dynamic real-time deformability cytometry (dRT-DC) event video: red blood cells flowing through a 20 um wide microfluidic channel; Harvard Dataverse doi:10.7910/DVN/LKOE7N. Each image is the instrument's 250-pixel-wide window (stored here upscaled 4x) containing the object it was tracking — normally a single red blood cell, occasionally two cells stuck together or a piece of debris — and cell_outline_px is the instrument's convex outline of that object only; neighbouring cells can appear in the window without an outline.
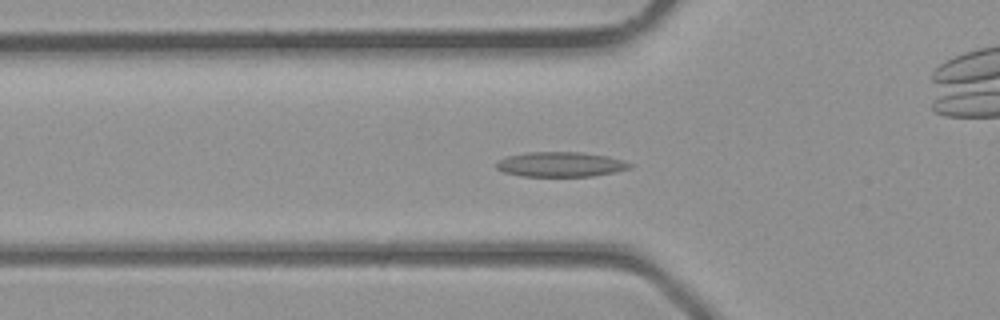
{"species": "common noctule bat (a hibernating species)", "species_latin": "Nyctalus noctula", "temperature_condition": "room temperature", "stored_images_in_passage": 38, "camera_frame_rate_fps": 3000, "um_per_image_px": 0.085, "animal": {"sex": "male", "body_mass_g": 23.1, "forearm_length_mm": 52.7}, "frame": {"image": 1, "passage_image": 12, "time_ms": 3.667, "image_size_px": [1000, 320], "cell_outline_px": [[632, 168], [616, 172], [592, 176], [520, 176], [504, 172], [496, 168], [496, 164], [500, 160], [508, 156], [524, 152], [584, 152], [608, 156], [624, 160], [632, 164]], "centroid_in_image_um": [47.69, 13.97], "position_along_channel_um": 78.1, "area_um2": 19.48}}
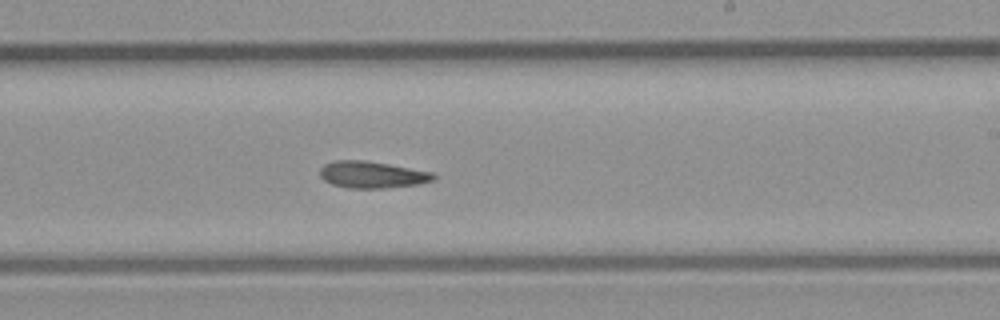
{"frame": {"image": 2, "passage_image": 22, "time_ms": 7.0, "image_size_px": [1000, 320], "cell_outline_px": [[436, 176], [432, 180], [416, 184], [384, 188], [348, 188], [332, 184], [324, 180], [320, 176], [320, 168], [324, 164], [332, 160], [364, 160], [388, 164], [432, 172]], "centroid_in_image_um": [31.57, 14.84], "position_along_channel_um": 257.4, "area_um2": 17.57}}
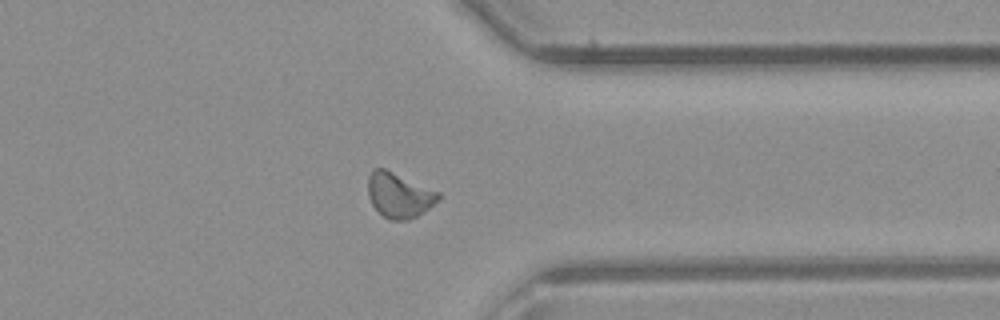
{"frame": {"image": 3, "passage_image": 29, "time_ms": 9.333, "image_size_px": [1000, 320], "cell_outline_px": [[440, 196], [428, 208], [416, 216], [408, 220], [388, 220], [372, 204], [368, 196], [368, 176], [372, 168], [384, 168], [440, 192]], "centroid_in_image_um": [33.88, 16.57], "position_along_channel_um": 377.5, "area_um2": 18.21}}